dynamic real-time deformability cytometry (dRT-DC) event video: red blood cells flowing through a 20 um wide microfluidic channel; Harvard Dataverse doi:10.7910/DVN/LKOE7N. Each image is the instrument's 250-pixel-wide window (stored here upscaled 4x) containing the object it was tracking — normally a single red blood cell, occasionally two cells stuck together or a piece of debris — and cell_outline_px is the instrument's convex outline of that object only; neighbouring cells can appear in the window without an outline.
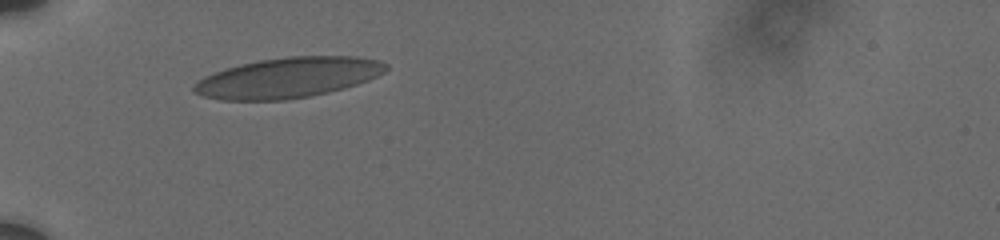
{"species": "human", "species_latin": "Homo sapiens", "temperature_condition": "cold", "stored_images_in_passage": 4, "camera_frame_rate_fps": 3000, "um_per_image_px": 0.085, "donor": {"sex": "male"}, "frame": {"image": 1, "passage_image": 1, "time_ms": 0.0, "image_size_px": [1000, 240], "cell_outline_px": [[388, 68], [384, 72], [368, 80], [344, 88], [328, 92], [308, 96], [284, 100], [220, 100], [204, 96], [192, 92], [192, 84], [204, 76], [224, 68], [240, 64], [260, 60], [288, 56], [356, 56], [380, 60], [388, 64]], "centroid_in_image_um": [24.45, 6.59], "position_along_channel_um": 60.5, "area_um2": 45.26}}
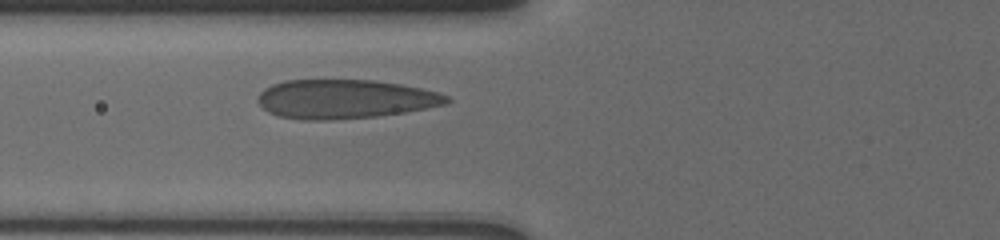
{"frame": {"image": 2, "passage_image": 4, "time_ms": 1.333, "image_size_px": [1000, 240], "cell_outline_px": [[452, 100], [448, 104], [404, 112], [376, 116], [320, 120], [304, 120], [280, 116], [268, 112], [256, 100], [260, 92], [264, 88], [272, 84], [284, 80], [376, 80], [400, 84], [420, 88], [436, 92], [448, 96]], "centroid_in_image_um": [29.3, 8.41], "position_along_channel_um": 96.5, "area_um2": 42.83}}